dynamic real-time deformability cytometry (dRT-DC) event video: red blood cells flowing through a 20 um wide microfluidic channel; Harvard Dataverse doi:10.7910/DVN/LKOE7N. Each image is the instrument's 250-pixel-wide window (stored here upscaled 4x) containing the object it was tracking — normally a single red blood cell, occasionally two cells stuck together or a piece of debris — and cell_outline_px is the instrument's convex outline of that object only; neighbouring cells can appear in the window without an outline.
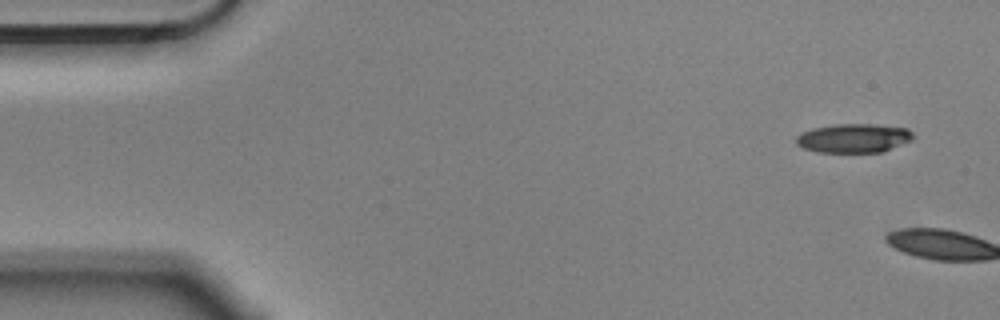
{"species": "Egyptian fruit bat (a non-hibernating species)", "species_latin": "Rousettus aegyptiacus", "temperature_condition": "cold", "stored_images_in_passage": 5, "camera_frame_rate_fps": 3000, "um_per_image_px": 0.085, "animal": {"sex": "male"}, "frame": {"image": 1, "passage_image": 1, "time_ms": 0.0, "image_size_px": [1000, 320], "cell_outline_px": [[916, 136], [912, 140], [880, 152], [816, 152], [804, 148], [796, 144], [796, 136], [812, 128], [836, 124], [876, 124], [908, 128]], "centroid_in_image_um": [72.58, 11.73], "position_along_channel_um": 12.4, "area_um2": 19.77}}